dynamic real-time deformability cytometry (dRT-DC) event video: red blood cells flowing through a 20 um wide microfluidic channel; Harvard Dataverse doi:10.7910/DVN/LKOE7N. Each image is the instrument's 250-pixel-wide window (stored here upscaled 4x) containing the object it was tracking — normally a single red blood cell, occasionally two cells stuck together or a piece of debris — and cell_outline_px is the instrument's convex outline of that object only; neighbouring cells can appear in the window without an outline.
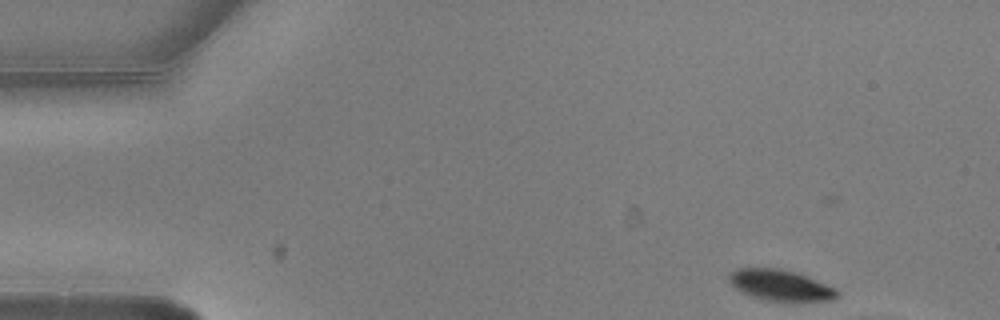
{"species": "common noctule bat (a hibernating species)", "species_latin": "Nyctalus noctula", "temperature_condition": "warm", "stored_images_in_passage": 4, "camera_frame_rate_fps": 3000, "um_per_image_px": 0.085, "animal": {"sex": "male", "body_mass_g": 20.5, "forearm_length_mm": 52.5}, "frame": {"image": 1, "passage_image": 1, "time_ms": 0.0, "image_size_px": [1000, 320], "cell_outline_px": [[840, 296], [832, 300], [768, 300], [752, 296], [736, 288], [728, 280], [728, 276], [736, 268], [780, 268], [796, 272], [836, 288], [840, 292]], "centroid_in_image_um": [66.36, 24.22], "position_along_channel_um": 18.6, "area_um2": 19.13}}